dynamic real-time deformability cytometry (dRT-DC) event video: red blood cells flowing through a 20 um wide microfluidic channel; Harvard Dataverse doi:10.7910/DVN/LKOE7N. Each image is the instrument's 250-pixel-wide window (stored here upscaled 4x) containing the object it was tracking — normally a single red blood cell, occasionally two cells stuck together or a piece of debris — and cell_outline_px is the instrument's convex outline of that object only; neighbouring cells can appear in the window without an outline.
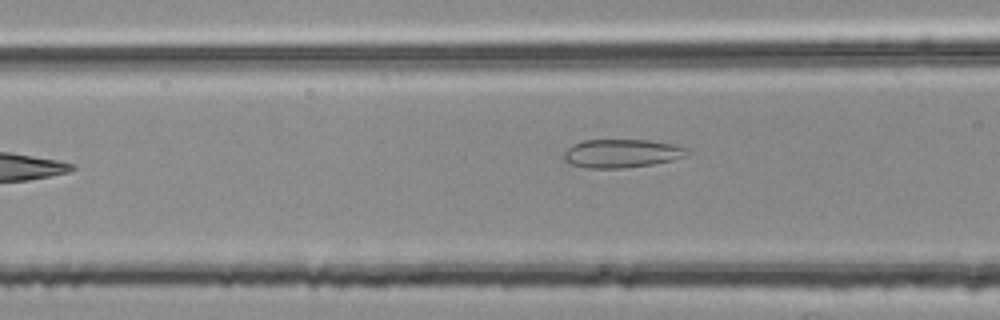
{"species": "common noctule bat (a hibernating species)", "species_latin": "Nyctalus noctula", "temperature_condition": "room temperature", "stored_images_in_passage": 6, "camera_frame_rate_fps": 3000, "um_per_image_px": 0.085, "animal": {"sex": "female", "body_mass_g": 25.1}, "frame": {"image": 1, "passage_image": 6, "time_ms": 1.667, "image_size_px": [1000, 320], "cell_outline_px": [[692, 152], [684, 156], [672, 160], [652, 164], [624, 168], [584, 168], [572, 164], [564, 160], [564, 152], [572, 144], [584, 140], [648, 140], [672, 144], [692, 148]], "centroid_in_image_um": [52.88, 13.03], "position_along_channel_um": 113.7, "area_um2": 20.58}}